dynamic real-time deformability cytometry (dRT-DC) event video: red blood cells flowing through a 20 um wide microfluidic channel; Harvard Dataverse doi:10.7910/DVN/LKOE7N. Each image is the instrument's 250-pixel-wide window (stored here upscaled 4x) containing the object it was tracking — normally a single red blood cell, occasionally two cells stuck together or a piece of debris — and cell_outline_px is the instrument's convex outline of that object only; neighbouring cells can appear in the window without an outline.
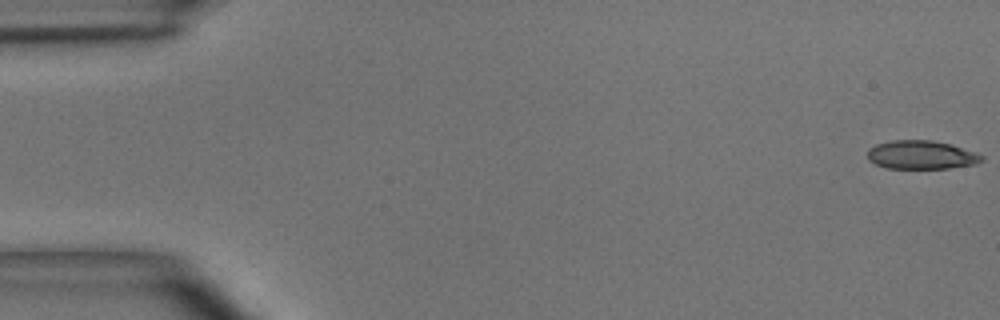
{"species": "common noctule bat (a hibernating species)", "species_latin": "Nyctalus noctula", "temperature_condition": "room temperature", "stored_images_in_passage": 49, "camera_frame_rate_fps": 3000, "um_per_image_px": 0.085, "animal": {"sex": "male", "body_mass_g": 15.6}, "frame": {"image": 1, "passage_image": 1, "time_ms": 0.0, "image_size_px": [1000, 320], "cell_outline_px": [[984, 160], [976, 164], [948, 168], [888, 168], [876, 164], [868, 160], [868, 148], [876, 144], [892, 140], [932, 140], [952, 144], [976, 152], [984, 156]], "centroid_in_image_um": [78.34, 13.15], "position_along_channel_um": 6.7, "area_um2": 19.13}}
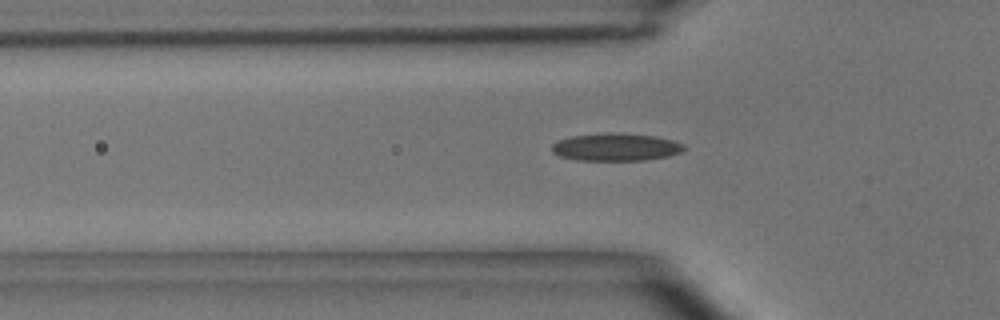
{"frame": {"image": 2, "passage_image": 16, "time_ms": 5.0, "image_size_px": [1000, 320], "cell_outline_px": [[688, 148], [680, 152], [668, 156], [644, 160], [576, 160], [560, 156], [552, 152], [552, 144], [560, 140], [572, 136], [616, 132], [620, 132], [656, 136], [672, 140], [684, 144]], "centroid_in_image_um": [52.39, 12.5], "position_along_channel_um": 73.4, "area_um2": 21.27}}
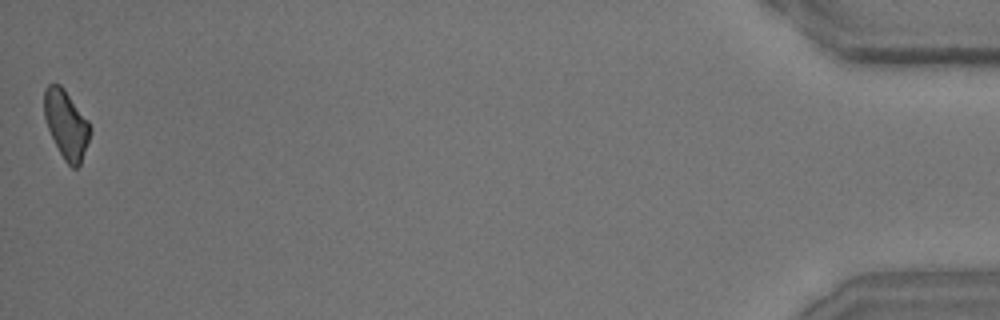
{"frame": {"image": 3, "passage_image": 49, "time_ms": 16.0, "image_size_px": [1000, 320], "cell_outline_px": [[92, 132], [80, 164], [76, 168], [72, 168], [64, 160], [48, 128], [44, 116], [44, 88], [48, 84], [60, 84], [64, 88], [88, 120], [92, 128]], "centroid_in_image_um": [5.64, 10.56], "position_along_channel_um": 429.6, "area_um2": 18.26}, "authors_computed_cell_mechanics": {"area_um2": 19.5364, "velocity_mm_per_s": 4.084, "shape_relaxation_time_tau1_ms": 7.2879, "shape_relaxation_time_tau2_ms": 3.66, "deformation_change_tau1": 0.181, "deformation_change_tau2": 0.1212}}